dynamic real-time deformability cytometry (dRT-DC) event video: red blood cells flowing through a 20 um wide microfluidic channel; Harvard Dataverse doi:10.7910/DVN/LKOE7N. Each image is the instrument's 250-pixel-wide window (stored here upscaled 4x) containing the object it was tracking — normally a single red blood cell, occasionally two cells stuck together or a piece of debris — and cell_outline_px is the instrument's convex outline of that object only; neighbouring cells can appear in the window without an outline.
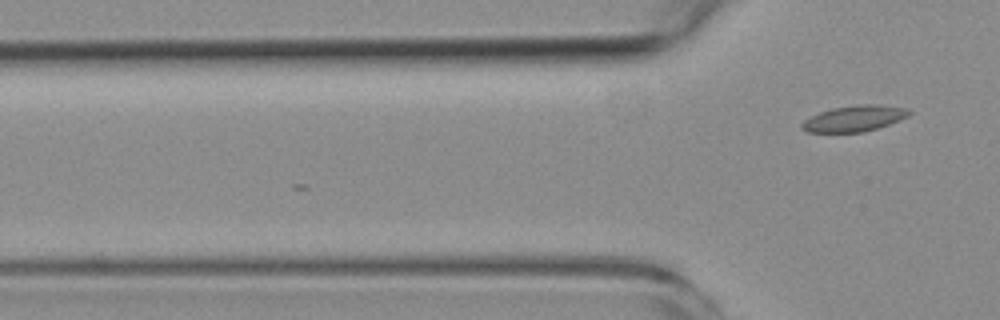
{"species": "common noctule bat (a hibernating species)", "species_latin": "Nyctalus noctula", "temperature_condition": "room temperature", "stored_images_in_passage": 5, "camera_frame_rate_fps": 3000, "um_per_image_px": 0.085, "animal": {"sex": "female", "body_mass_g": 19.3, "forearm_length_mm": 54.1}, "frame": {"image": 1, "passage_image": 5, "time_ms": 4.667, "image_size_px": [1000, 320], "cell_outline_px": [[912, 112], [908, 116], [900, 120], [864, 132], [808, 132], [800, 128], [800, 124], [804, 120], [820, 112], [832, 108], [856, 104], [876, 104], [908, 108]], "centroid_in_image_um": [72.62, 10.06], "position_along_channel_um": 53.2, "area_um2": 16.24}}